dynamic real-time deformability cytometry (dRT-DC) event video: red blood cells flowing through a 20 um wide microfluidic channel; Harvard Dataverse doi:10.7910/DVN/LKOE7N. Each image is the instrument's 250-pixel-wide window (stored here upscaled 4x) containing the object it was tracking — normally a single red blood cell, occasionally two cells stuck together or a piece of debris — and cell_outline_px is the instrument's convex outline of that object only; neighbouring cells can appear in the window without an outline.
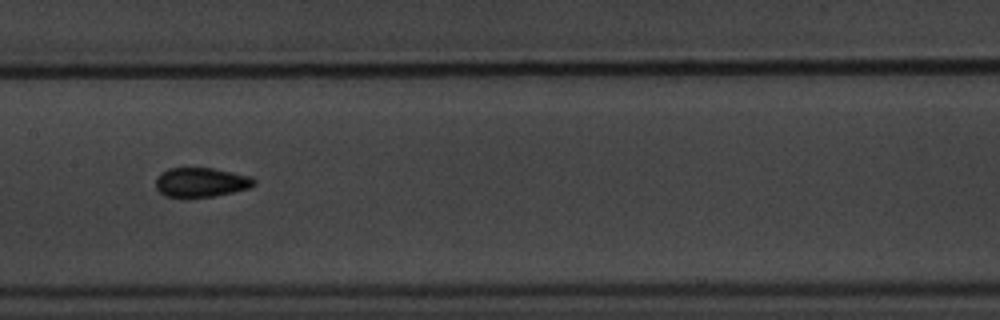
{"species": "common noctule bat (a hibernating species)", "species_latin": "Nyctalus noctula", "temperature_condition": "warm", "stored_images_in_passage": 10, "camera_frame_rate_fps": 3000, "um_per_image_px": 0.085, "animal": {"sex": "male", "body_mass_g": 20.1, "forearm_length_mm": 53.5}, "frame": {"image": 1, "passage_image": 4, "time_ms": 3.667, "image_size_px": [1000, 320], "cell_outline_px": [[256, 184], [248, 188], [216, 196], [164, 196], [156, 188], [156, 180], [168, 168], [212, 168], [252, 176], [256, 180]], "centroid_in_image_um": [17.14, 15.48], "position_along_channel_um": 190.3, "area_um2": 16.53}}
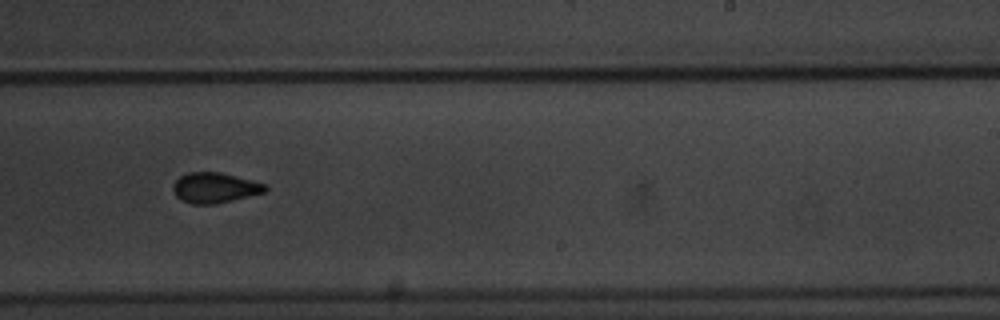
{"frame": {"image": 2, "passage_image": 6, "time_ms": 6.0, "image_size_px": [1000, 320], "cell_outline_px": [[268, 188], [264, 192], [216, 204], [192, 204], [180, 200], [172, 192], [172, 184], [180, 176], [188, 172], [220, 172], [264, 184]], "centroid_in_image_um": [18.18, 15.96], "position_along_channel_um": 270.8, "area_um2": 16.18}}